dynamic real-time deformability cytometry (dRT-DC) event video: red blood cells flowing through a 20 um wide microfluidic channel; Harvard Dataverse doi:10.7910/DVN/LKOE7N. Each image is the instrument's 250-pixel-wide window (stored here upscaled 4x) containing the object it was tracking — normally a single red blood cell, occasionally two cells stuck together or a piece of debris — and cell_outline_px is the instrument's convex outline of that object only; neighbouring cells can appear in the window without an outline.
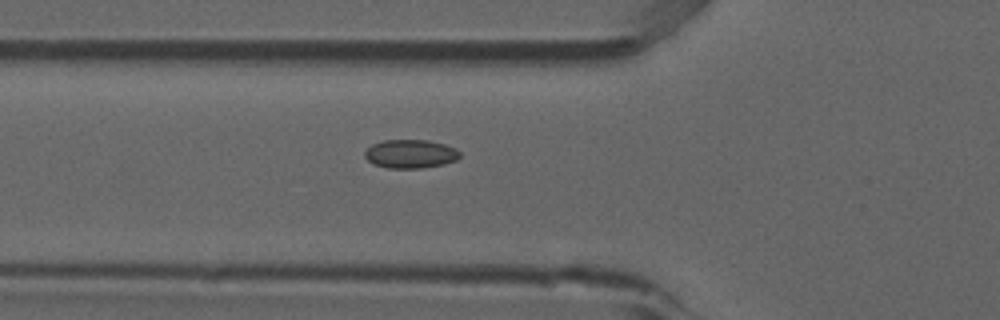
{"species": "common noctule bat (a hibernating species)", "species_latin": "Nyctalus noctula", "temperature_condition": "room temperature", "stored_images_in_passage": 21, "camera_frame_rate_fps": 3000, "um_per_image_px": 0.085, "animal": {"sex": "male", "forearm_length_mm": 52.5}, "frame": {"image": 1, "passage_image": 4, "time_ms": 1.0, "image_size_px": [1000, 320], "cell_outline_px": [[460, 156], [456, 160], [444, 164], [420, 168], [388, 168], [376, 164], [368, 160], [364, 156], [364, 152], [372, 144], [384, 140], [428, 140], [444, 144], [456, 148], [460, 152]], "centroid_in_image_um": [34.9, 13.07], "position_along_channel_um": 90.9, "area_um2": 15.78}}